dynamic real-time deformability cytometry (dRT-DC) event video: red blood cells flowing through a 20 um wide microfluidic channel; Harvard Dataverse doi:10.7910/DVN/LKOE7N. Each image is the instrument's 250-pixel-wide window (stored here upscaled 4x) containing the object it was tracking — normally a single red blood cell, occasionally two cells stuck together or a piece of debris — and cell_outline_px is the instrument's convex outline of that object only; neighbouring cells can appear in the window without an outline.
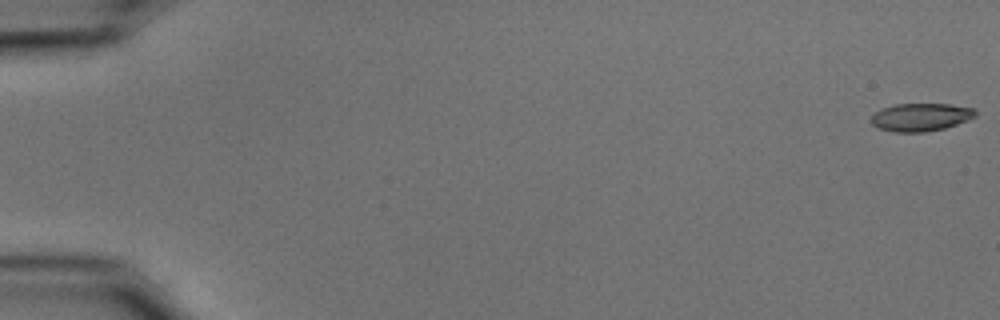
{"species": "common noctule bat (a hibernating species)", "species_latin": "Nyctalus noctula", "temperature_condition": "cold", "stored_images_in_passage": 5, "camera_frame_rate_fps": 3000, "um_per_image_px": 0.085, "animal": {"sex": "male", "body_mass_g": 15.6}, "frame": {"image": 1, "passage_image": 1, "time_ms": 0.0, "image_size_px": [1000, 320], "cell_outline_px": [[976, 116], [968, 120], [944, 128], [924, 132], [892, 132], [880, 128], [872, 124], [872, 116], [876, 112], [884, 108], [896, 104], [948, 104], [976, 108]], "centroid_in_image_um": [78.3, 9.95], "position_along_channel_um": 6.7, "area_um2": 16.82}}